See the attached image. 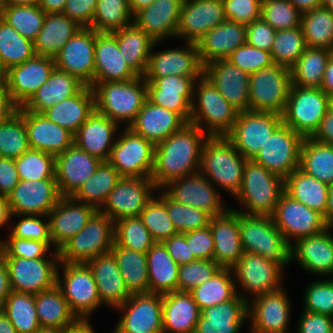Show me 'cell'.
I'll return each mask as SVG.
<instances>
[{
    "label": "cell",
    "instance_id": "f907efd6",
    "mask_svg": "<svg viewBox=\"0 0 333 333\" xmlns=\"http://www.w3.org/2000/svg\"><path fill=\"white\" fill-rule=\"evenodd\" d=\"M299 169L329 186L333 185V144L305 137L300 151Z\"/></svg>",
    "mask_w": 333,
    "mask_h": 333
},
{
    "label": "cell",
    "instance_id": "e575fe53",
    "mask_svg": "<svg viewBox=\"0 0 333 333\" xmlns=\"http://www.w3.org/2000/svg\"><path fill=\"white\" fill-rule=\"evenodd\" d=\"M187 124L177 113L151 103L148 99L129 126L154 145L162 142Z\"/></svg>",
    "mask_w": 333,
    "mask_h": 333
},
{
    "label": "cell",
    "instance_id": "277c9868",
    "mask_svg": "<svg viewBox=\"0 0 333 333\" xmlns=\"http://www.w3.org/2000/svg\"><path fill=\"white\" fill-rule=\"evenodd\" d=\"M246 161L225 136L208 137L202 148L199 171L236 196L242 185Z\"/></svg>",
    "mask_w": 333,
    "mask_h": 333
},
{
    "label": "cell",
    "instance_id": "484cf974",
    "mask_svg": "<svg viewBox=\"0 0 333 333\" xmlns=\"http://www.w3.org/2000/svg\"><path fill=\"white\" fill-rule=\"evenodd\" d=\"M17 112L23 117L30 149L57 156L74 143L73 134L49 120L43 113L30 112L22 106Z\"/></svg>",
    "mask_w": 333,
    "mask_h": 333
},
{
    "label": "cell",
    "instance_id": "ac0fdd59",
    "mask_svg": "<svg viewBox=\"0 0 333 333\" xmlns=\"http://www.w3.org/2000/svg\"><path fill=\"white\" fill-rule=\"evenodd\" d=\"M151 178L122 177L99 211L114 222L125 217H139L155 189Z\"/></svg>",
    "mask_w": 333,
    "mask_h": 333
},
{
    "label": "cell",
    "instance_id": "deb4b68c",
    "mask_svg": "<svg viewBox=\"0 0 333 333\" xmlns=\"http://www.w3.org/2000/svg\"><path fill=\"white\" fill-rule=\"evenodd\" d=\"M19 181L15 159L0 157V194L8 197Z\"/></svg>",
    "mask_w": 333,
    "mask_h": 333
},
{
    "label": "cell",
    "instance_id": "7dc6e473",
    "mask_svg": "<svg viewBox=\"0 0 333 333\" xmlns=\"http://www.w3.org/2000/svg\"><path fill=\"white\" fill-rule=\"evenodd\" d=\"M329 187L299 168L284 180V191L289 196L323 216L326 213Z\"/></svg>",
    "mask_w": 333,
    "mask_h": 333
},
{
    "label": "cell",
    "instance_id": "003e7915",
    "mask_svg": "<svg viewBox=\"0 0 333 333\" xmlns=\"http://www.w3.org/2000/svg\"><path fill=\"white\" fill-rule=\"evenodd\" d=\"M167 211L177 233L182 234L207 227L211 218L204 210L174 201L168 194Z\"/></svg>",
    "mask_w": 333,
    "mask_h": 333
},
{
    "label": "cell",
    "instance_id": "c3c4849f",
    "mask_svg": "<svg viewBox=\"0 0 333 333\" xmlns=\"http://www.w3.org/2000/svg\"><path fill=\"white\" fill-rule=\"evenodd\" d=\"M121 178L122 176L108 161H102L90 178L71 197L100 210Z\"/></svg>",
    "mask_w": 333,
    "mask_h": 333
},
{
    "label": "cell",
    "instance_id": "34e18365",
    "mask_svg": "<svg viewBox=\"0 0 333 333\" xmlns=\"http://www.w3.org/2000/svg\"><path fill=\"white\" fill-rule=\"evenodd\" d=\"M19 221L12 230L10 237H18L22 239H32L40 242H52L50 237L49 221L42 222L37 216L27 215Z\"/></svg>",
    "mask_w": 333,
    "mask_h": 333
},
{
    "label": "cell",
    "instance_id": "680465c9",
    "mask_svg": "<svg viewBox=\"0 0 333 333\" xmlns=\"http://www.w3.org/2000/svg\"><path fill=\"white\" fill-rule=\"evenodd\" d=\"M35 56L32 40L20 35L0 18V59L9 69Z\"/></svg>",
    "mask_w": 333,
    "mask_h": 333
},
{
    "label": "cell",
    "instance_id": "3957f363",
    "mask_svg": "<svg viewBox=\"0 0 333 333\" xmlns=\"http://www.w3.org/2000/svg\"><path fill=\"white\" fill-rule=\"evenodd\" d=\"M143 79L138 76L129 81L97 83L92 88L95 110L117 124L126 120L129 127L147 99V83Z\"/></svg>",
    "mask_w": 333,
    "mask_h": 333
},
{
    "label": "cell",
    "instance_id": "603a6c76",
    "mask_svg": "<svg viewBox=\"0 0 333 333\" xmlns=\"http://www.w3.org/2000/svg\"><path fill=\"white\" fill-rule=\"evenodd\" d=\"M55 68L54 58L39 55L9 68L7 87L12 101L18 107L23 106L49 79Z\"/></svg>",
    "mask_w": 333,
    "mask_h": 333
},
{
    "label": "cell",
    "instance_id": "8fae6325",
    "mask_svg": "<svg viewBox=\"0 0 333 333\" xmlns=\"http://www.w3.org/2000/svg\"><path fill=\"white\" fill-rule=\"evenodd\" d=\"M114 142L108 162L122 177L151 178L155 145L127 126Z\"/></svg>",
    "mask_w": 333,
    "mask_h": 333
},
{
    "label": "cell",
    "instance_id": "b62a3aed",
    "mask_svg": "<svg viewBox=\"0 0 333 333\" xmlns=\"http://www.w3.org/2000/svg\"><path fill=\"white\" fill-rule=\"evenodd\" d=\"M18 106L12 101L7 85H0V122L9 119Z\"/></svg>",
    "mask_w": 333,
    "mask_h": 333
},
{
    "label": "cell",
    "instance_id": "6f0895ef",
    "mask_svg": "<svg viewBox=\"0 0 333 333\" xmlns=\"http://www.w3.org/2000/svg\"><path fill=\"white\" fill-rule=\"evenodd\" d=\"M46 13L37 5L4 6L0 18L20 35L34 42L41 31Z\"/></svg>",
    "mask_w": 333,
    "mask_h": 333
},
{
    "label": "cell",
    "instance_id": "816d5d0a",
    "mask_svg": "<svg viewBox=\"0 0 333 333\" xmlns=\"http://www.w3.org/2000/svg\"><path fill=\"white\" fill-rule=\"evenodd\" d=\"M332 53L324 48L307 47L290 69L292 85L321 88L326 64Z\"/></svg>",
    "mask_w": 333,
    "mask_h": 333
},
{
    "label": "cell",
    "instance_id": "30bf717a",
    "mask_svg": "<svg viewBox=\"0 0 333 333\" xmlns=\"http://www.w3.org/2000/svg\"><path fill=\"white\" fill-rule=\"evenodd\" d=\"M282 123V116L276 113L242 111L225 137L244 158L252 160Z\"/></svg>",
    "mask_w": 333,
    "mask_h": 333
},
{
    "label": "cell",
    "instance_id": "5bb4252c",
    "mask_svg": "<svg viewBox=\"0 0 333 333\" xmlns=\"http://www.w3.org/2000/svg\"><path fill=\"white\" fill-rule=\"evenodd\" d=\"M55 252L53 260L3 257L9 272L11 290L35 295L54 287L57 274L56 262L60 263L58 251Z\"/></svg>",
    "mask_w": 333,
    "mask_h": 333
},
{
    "label": "cell",
    "instance_id": "753ad0ef",
    "mask_svg": "<svg viewBox=\"0 0 333 333\" xmlns=\"http://www.w3.org/2000/svg\"><path fill=\"white\" fill-rule=\"evenodd\" d=\"M226 20L245 25L261 18L262 0H222Z\"/></svg>",
    "mask_w": 333,
    "mask_h": 333
},
{
    "label": "cell",
    "instance_id": "8992f818",
    "mask_svg": "<svg viewBox=\"0 0 333 333\" xmlns=\"http://www.w3.org/2000/svg\"><path fill=\"white\" fill-rule=\"evenodd\" d=\"M114 243V221L98 210L86 226L58 250L59 262L87 263L110 252Z\"/></svg>",
    "mask_w": 333,
    "mask_h": 333
},
{
    "label": "cell",
    "instance_id": "d6986e66",
    "mask_svg": "<svg viewBox=\"0 0 333 333\" xmlns=\"http://www.w3.org/2000/svg\"><path fill=\"white\" fill-rule=\"evenodd\" d=\"M117 308L127 311L114 333H163L161 294H133Z\"/></svg>",
    "mask_w": 333,
    "mask_h": 333
},
{
    "label": "cell",
    "instance_id": "44dd1931",
    "mask_svg": "<svg viewBox=\"0 0 333 333\" xmlns=\"http://www.w3.org/2000/svg\"><path fill=\"white\" fill-rule=\"evenodd\" d=\"M203 75L239 112L249 110V74L227 59H218L203 66Z\"/></svg>",
    "mask_w": 333,
    "mask_h": 333
},
{
    "label": "cell",
    "instance_id": "11a10c76",
    "mask_svg": "<svg viewBox=\"0 0 333 333\" xmlns=\"http://www.w3.org/2000/svg\"><path fill=\"white\" fill-rule=\"evenodd\" d=\"M301 27L307 47L333 51V13L320 7L301 14Z\"/></svg>",
    "mask_w": 333,
    "mask_h": 333
},
{
    "label": "cell",
    "instance_id": "979ff035",
    "mask_svg": "<svg viewBox=\"0 0 333 333\" xmlns=\"http://www.w3.org/2000/svg\"><path fill=\"white\" fill-rule=\"evenodd\" d=\"M162 244L178 265L197 261L195 255L191 252V249L186 242L185 233L173 235L163 241Z\"/></svg>",
    "mask_w": 333,
    "mask_h": 333
},
{
    "label": "cell",
    "instance_id": "9a60e30c",
    "mask_svg": "<svg viewBox=\"0 0 333 333\" xmlns=\"http://www.w3.org/2000/svg\"><path fill=\"white\" fill-rule=\"evenodd\" d=\"M95 40L96 31L82 27L54 57L56 68L90 86L94 81Z\"/></svg>",
    "mask_w": 333,
    "mask_h": 333
},
{
    "label": "cell",
    "instance_id": "52a82bcc",
    "mask_svg": "<svg viewBox=\"0 0 333 333\" xmlns=\"http://www.w3.org/2000/svg\"><path fill=\"white\" fill-rule=\"evenodd\" d=\"M292 86L291 72L273 64L250 75L249 111L271 112L282 116Z\"/></svg>",
    "mask_w": 333,
    "mask_h": 333
},
{
    "label": "cell",
    "instance_id": "ee69618b",
    "mask_svg": "<svg viewBox=\"0 0 333 333\" xmlns=\"http://www.w3.org/2000/svg\"><path fill=\"white\" fill-rule=\"evenodd\" d=\"M35 305L41 329L64 331L79 321L56 285L35 294Z\"/></svg>",
    "mask_w": 333,
    "mask_h": 333
},
{
    "label": "cell",
    "instance_id": "ffe728a7",
    "mask_svg": "<svg viewBox=\"0 0 333 333\" xmlns=\"http://www.w3.org/2000/svg\"><path fill=\"white\" fill-rule=\"evenodd\" d=\"M144 79L147 83V99L151 103L177 113L186 123H190L194 82L198 77L169 75Z\"/></svg>",
    "mask_w": 333,
    "mask_h": 333
},
{
    "label": "cell",
    "instance_id": "67dfc351",
    "mask_svg": "<svg viewBox=\"0 0 333 333\" xmlns=\"http://www.w3.org/2000/svg\"><path fill=\"white\" fill-rule=\"evenodd\" d=\"M311 138L326 144H333V111L330 109Z\"/></svg>",
    "mask_w": 333,
    "mask_h": 333
},
{
    "label": "cell",
    "instance_id": "94428289",
    "mask_svg": "<svg viewBox=\"0 0 333 333\" xmlns=\"http://www.w3.org/2000/svg\"><path fill=\"white\" fill-rule=\"evenodd\" d=\"M307 44L302 27L276 31L271 48V57L275 64L291 69L304 53Z\"/></svg>",
    "mask_w": 333,
    "mask_h": 333
},
{
    "label": "cell",
    "instance_id": "f35d334b",
    "mask_svg": "<svg viewBox=\"0 0 333 333\" xmlns=\"http://www.w3.org/2000/svg\"><path fill=\"white\" fill-rule=\"evenodd\" d=\"M117 127L116 122L94 110L73 135L74 144L101 161H108Z\"/></svg>",
    "mask_w": 333,
    "mask_h": 333
},
{
    "label": "cell",
    "instance_id": "be15d7a7",
    "mask_svg": "<svg viewBox=\"0 0 333 333\" xmlns=\"http://www.w3.org/2000/svg\"><path fill=\"white\" fill-rule=\"evenodd\" d=\"M29 149L24 119L18 112L0 122V157L16 159Z\"/></svg>",
    "mask_w": 333,
    "mask_h": 333
},
{
    "label": "cell",
    "instance_id": "836d02e7",
    "mask_svg": "<svg viewBox=\"0 0 333 333\" xmlns=\"http://www.w3.org/2000/svg\"><path fill=\"white\" fill-rule=\"evenodd\" d=\"M246 43V25L225 20L209 30L197 43L202 65L226 59L239 46Z\"/></svg>",
    "mask_w": 333,
    "mask_h": 333
},
{
    "label": "cell",
    "instance_id": "603ad722",
    "mask_svg": "<svg viewBox=\"0 0 333 333\" xmlns=\"http://www.w3.org/2000/svg\"><path fill=\"white\" fill-rule=\"evenodd\" d=\"M11 291L8 268L4 258L0 255V310Z\"/></svg>",
    "mask_w": 333,
    "mask_h": 333
},
{
    "label": "cell",
    "instance_id": "bcb514c9",
    "mask_svg": "<svg viewBox=\"0 0 333 333\" xmlns=\"http://www.w3.org/2000/svg\"><path fill=\"white\" fill-rule=\"evenodd\" d=\"M150 293L177 291L179 265L162 243H155L146 253Z\"/></svg>",
    "mask_w": 333,
    "mask_h": 333
},
{
    "label": "cell",
    "instance_id": "f5cc1de1",
    "mask_svg": "<svg viewBox=\"0 0 333 333\" xmlns=\"http://www.w3.org/2000/svg\"><path fill=\"white\" fill-rule=\"evenodd\" d=\"M1 310L11 321L16 333H38L42 330L33 294L11 291Z\"/></svg>",
    "mask_w": 333,
    "mask_h": 333
},
{
    "label": "cell",
    "instance_id": "f6af8a7d",
    "mask_svg": "<svg viewBox=\"0 0 333 333\" xmlns=\"http://www.w3.org/2000/svg\"><path fill=\"white\" fill-rule=\"evenodd\" d=\"M128 66L138 75L144 76L150 52L157 43L134 23L112 33Z\"/></svg>",
    "mask_w": 333,
    "mask_h": 333
},
{
    "label": "cell",
    "instance_id": "7bdbcfd3",
    "mask_svg": "<svg viewBox=\"0 0 333 333\" xmlns=\"http://www.w3.org/2000/svg\"><path fill=\"white\" fill-rule=\"evenodd\" d=\"M81 28L63 13H46L43 27L33 42L35 55L54 58Z\"/></svg>",
    "mask_w": 333,
    "mask_h": 333
},
{
    "label": "cell",
    "instance_id": "ba28073f",
    "mask_svg": "<svg viewBox=\"0 0 333 333\" xmlns=\"http://www.w3.org/2000/svg\"><path fill=\"white\" fill-rule=\"evenodd\" d=\"M328 110L329 96L321 88L292 85L282 119L304 138L311 137Z\"/></svg>",
    "mask_w": 333,
    "mask_h": 333
},
{
    "label": "cell",
    "instance_id": "09005b40",
    "mask_svg": "<svg viewBox=\"0 0 333 333\" xmlns=\"http://www.w3.org/2000/svg\"><path fill=\"white\" fill-rule=\"evenodd\" d=\"M298 333H333V318L319 313L303 312Z\"/></svg>",
    "mask_w": 333,
    "mask_h": 333
},
{
    "label": "cell",
    "instance_id": "d4e9b609",
    "mask_svg": "<svg viewBox=\"0 0 333 333\" xmlns=\"http://www.w3.org/2000/svg\"><path fill=\"white\" fill-rule=\"evenodd\" d=\"M226 20L222 0H184L176 36L186 42L198 41L211 29Z\"/></svg>",
    "mask_w": 333,
    "mask_h": 333
},
{
    "label": "cell",
    "instance_id": "f546056e",
    "mask_svg": "<svg viewBox=\"0 0 333 333\" xmlns=\"http://www.w3.org/2000/svg\"><path fill=\"white\" fill-rule=\"evenodd\" d=\"M282 290L255 296L253 307L248 305L252 333H288L286 330L290 305L286 293Z\"/></svg>",
    "mask_w": 333,
    "mask_h": 333
},
{
    "label": "cell",
    "instance_id": "60d3db41",
    "mask_svg": "<svg viewBox=\"0 0 333 333\" xmlns=\"http://www.w3.org/2000/svg\"><path fill=\"white\" fill-rule=\"evenodd\" d=\"M94 110V91L91 86L85 85L77 94L56 103L43 114L74 135Z\"/></svg>",
    "mask_w": 333,
    "mask_h": 333
},
{
    "label": "cell",
    "instance_id": "f1b7e54d",
    "mask_svg": "<svg viewBox=\"0 0 333 333\" xmlns=\"http://www.w3.org/2000/svg\"><path fill=\"white\" fill-rule=\"evenodd\" d=\"M209 226L214 238L213 260L221 268H232L244 254L239 211L226 209L224 213L211 217Z\"/></svg>",
    "mask_w": 333,
    "mask_h": 333
},
{
    "label": "cell",
    "instance_id": "91938a15",
    "mask_svg": "<svg viewBox=\"0 0 333 333\" xmlns=\"http://www.w3.org/2000/svg\"><path fill=\"white\" fill-rule=\"evenodd\" d=\"M156 243H162L178 234L167 211V193L151 198L139 215Z\"/></svg>",
    "mask_w": 333,
    "mask_h": 333
},
{
    "label": "cell",
    "instance_id": "2a66077c",
    "mask_svg": "<svg viewBox=\"0 0 333 333\" xmlns=\"http://www.w3.org/2000/svg\"><path fill=\"white\" fill-rule=\"evenodd\" d=\"M276 31L262 18L246 25V43L255 48L270 52Z\"/></svg>",
    "mask_w": 333,
    "mask_h": 333
},
{
    "label": "cell",
    "instance_id": "a7ac6f4b",
    "mask_svg": "<svg viewBox=\"0 0 333 333\" xmlns=\"http://www.w3.org/2000/svg\"><path fill=\"white\" fill-rule=\"evenodd\" d=\"M221 267L214 260H197L179 265L178 292H189L212 278Z\"/></svg>",
    "mask_w": 333,
    "mask_h": 333
},
{
    "label": "cell",
    "instance_id": "4dcf8cb0",
    "mask_svg": "<svg viewBox=\"0 0 333 333\" xmlns=\"http://www.w3.org/2000/svg\"><path fill=\"white\" fill-rule=\"evenodd\" d=\"M94 66L92 88L97 83L129 81L138 77L123 58L112 33L96 32Z\"/></svg>",
    "mask_w": 333,
    "mask_h": 333
},
{
    "label": "cell",
    "instance_id": "5b68a950",
    "mask_svg": "<svg viewBox=\"0 0 333 333\" xmlns=\"http://www.w3.org/2000/svg\"><path fill=\"white\" fill-rule=\"evenodd\" d=\"M283 192V178L253 160L245 162L242 185L235 196L250 210L244 214L272 216Z\"/></svg>",
    "mask_w": 333,
    "mask_h": 333
},
{
    "label": "cell",
    "instance_id": "ab89813d",
    "mask_svg": "<svg viewBox=\"0 0 333 333\" xmlns=\"http://www.w3.org/2000/svg\"><path fill=\"white\" fill-rule=\"evenodd\" d=\"M163 333H194L201 310L189 292L162 295Z\"/></svg>",
    "mask_w": 333,
    "mask_h": 333
},
{
    "label": "cell",
    "instance_id": "9f6ffc18",
    "mask_svg": "<svg viewBox=\"0 0 333 333\" xmlns=\"http://www.w3.org/2000/svg\"><path fill=\"white\" fill-rule=\"evenodd\" d=\"M131 17L128 0H98L89 27L96 32L113 33L131 25Z\"/></svg>",
    "mask_w": 333,
    "mask_h": 333
},
{
    "label": "cell",
    "instance_id": "b9f144b4",
    "mask_svg": "<svg viewBox=\"0 0 333 333\" xmlns=\"http://www.w3.org/2000/svg\"><path fill=\"white\" fill-rule=\"evenodd\" d=\"M84 86L77 77L55 68L49 79L22 107L30 112L43 113L56 103L77 94Z\"/></svg>",
    "mask_w": 333,
    "mask_h": 333
},
{
    "label": "cell",
    "instance_id": "2644e50d",
    "mask_svg": "<svg viewBox=\"0 0 333 333\" xmlns=\"http://www.w3.org/2000/svg\"><path fill=\"white\" fill-rule=\"evenodd\" d=\"M305 311L333 318V280L314 282L305 293Z\"/></svg>",
    "mask_w": 333,
    "mask_h": 333
},
{
    "label": "cell",
    "instance_id": "4fadbf2b",
    "mask_svg": "<svg viewBox=\"0 0 333 333\" xmlns=\"http://www.w3.org/2000/svg\"><path fill=\"white\" fill-rule=\"evenodd\" d=\"M60 263L64 265V281L60 280L57 271L56 286L77 318L87 320V316L101 304L92 271L86 263Z\"/></svg>",
    "mask_w": 333,
    "mask_h": 333
},
{
    "label": "cell",
    "instance_id": "b9fcfbb0",
    "mask_svg": "<svg viewBox=\"0 0 333 333\" xmlns=\"http://www.w3.org/2000/svg\"><path fill=\"white\" fill-rule=\"evenodd\" d=\"M98 0H67L63 14L76 21L82 27L92 24Z\"/></svg>",
    "mask_w": 333,
    "mask_h": 333
},
{
    "label": "cell",
    "instance_id": "89a4df30",
    "mask_svg": "<svg viewBox=\"0 0 333 333\" xmlns=\"http://www.w3.org/2000/svg\"><path fill=\"white\" fill-rule=\"evenodd\" d=\"M226 59L249 75L274 64L270 52L248 43L239 46Z\"/></svg>",
    "mask_w": 333,
    "mask_h": 333
},
{
    "label": "cell",
    "instance_id": "74e56055",
    "mask_svg": "<svg viewBox=\"0 0 333 333\" xmlns=\"http://www.w3.org/2000/svg\"><path fill=\"white\" fill-rule=\"evenodd\" d=\"M330 227L319 234L302 237L291 246V259L296 258L300 265L316 274H333V236Z\"/></svg>",
    "mask_w": 333,
    "mask_h": 333
},
{
    "label": "cell",
    "instance_id": "7a4b0ae2",
    "mask_svg": "<svg viewBox=\"0 0 333 333\" xmlns=\"http://www.w3.org/2000/svg\"><path fill=\"white\" fill-rule=\"evenodd\" d=\"M239 228L244 252L258 254L280 270L292 260V245L275 226L272 216L239 212Z\"/></svg>",
    "mask_w": 333,
    "mask_h": 333
},
{
    "label": "cell",
    "instance_id": "cb8c5ba5",
    "mask_svg": "<svg viewBox=\"0 0 333 333\" xmlns=\"http://www.w3.org/2000/svg\"><path fill=\"white\" fill-rule=\"evenodd\" d=\"M201 171L169 182L166 193L174 200L187 206L204 210L211 217L226 210L211 181Z\"/></svg>",
    "mask_w": 333,
    "mask_h": 333
},
{
    "label": "cell",
    "instance_id": "9c48e42d",
    "mask_svg": "<svg viewBox=\"0 0 333 333\" xmlns=\"http://www.w3.org/2000/svg\"><path fill=\"white\" fill-rule=\"evenodd\" d=\"M198 87V108L192 102L190 123L201 130V121L207 122L209 137L226 136L233 128L239 111L234 108L204 76L200 78Z\"/></svg>",
    "mask_w": 333,
    "mask_h": 333
},
{
    "label": "cell",
    "instance_id": "d590c367",
    "mask_svg": "<svg viewBox=\"0 0 333 333\" xmlns=\"http://www.w3.org/2000/svg\"><path fill=\"white\" fill-rule=\"evenodd\" d=\"M248 316V301L239 294L229 301L201 310L194 333H238Z\"/></svg>",
    "mask_w": 333,
    "mask_h": 333
},
{
    "label": "cell",
    "instance_id": "03108f58",
    "mask_svg": "<svg viewBox=\"0 0 333 333\" xmlns=\"http://www.w3.org/2000/svg\"><path fill=\"white\" fill-rule=\"evenodd\" d=\"M301 14L289 0H262L261 18L275 31L301 26Z\"/></svg>",
    "mask_w": 333,
    "mask_h": 333
},
{
    "label": "cell",
    "instance_id": "8d00e7d4",
    "mask_svg": "<svg viewBox=\"0 0 333 333\" xmlns=\"http://www.w3.org/2000/svg\"><path fill=\"white\" fill-rule=\"evenodd\" d=\"M86 264L92 271L101 304L119 307L131 296L111 251L98 255Z\"/></svg>",
    "mask_w": 333,
    "mask_h": 333
},
{
    "label": "cell",
    "instance_id": "5803f987",
    "mask_svg": "<svg viewBox=\"0 0 333 333\" xmlns=\"http://www.w3.org/2000/svg\"><path fill=\"white\" fill-rule=\"evenodd\" d=\"M321 89L328 95H333V53L329 57L323 75Z\"/></svg>",
    "mask_w": 333,
    "mask_h": 333
},
{
    "label": "cell",
    "instance_id": "2e32d148",
    "mask_svg": "<svg viewBox=\"0 0 333 333\" xmlns=\"http://www.w3.org/2000/svg\"><path fill=\"white\" fill-rule=\"evenodd\" d=\"M272 218L289 243V237H296L298 240L319 234L328 228L323 215L296 201L285 191L280 196Z\"/></svg>",
    "mask_w": 333,
    "mask_h": 333
},
{
    "label": "cell",
    "instance_id": "d6a6232c",
    "mask_svg": "<svg viewBox=\"0 0 333 333\" xmlns=\"http://www.w3.org/2000/svg\"><path fill=\"white\" fill-rule=\"evenodd\" d=\"M183 3L184 0H154L137 12L132 22L156 42L167 36L175 37Z\"/></svg>",
    "mask_w": 333,
    "mask_h": 333
},
{
    "label": "cell",
    "instance_id": "e0dca14e",
    "mask_svg": "<svg viewBox=\"0 0 333 333\" xmlns=\"http://www.w3.org/2000/svg\"><path fill=\"white\" fill-rule=\"evenodd\" d=\"M56 179L20 180L8 196L12 215L48 216L61 199Z\"/></svg>",
    "mask_w": 333,
    "mask_h": 333
},
{
    "label": "cell",
    "instance_id": "7402d4cb",
    "mask_svg": "<svg viewBox=\"0 0 333 333\" xmlns=\"http://www.w3.org/2000/svg\"><path fill=\"white\" fill-rule=\"evenodd\" d=\"M102 161L74 143L55 157V177L62 197H71Z\"/></svg>",
    "mask_w": 333,
    "mask_h": 333
},
{
    "label": "cell",
    "instance_id": "6da1fadb",
    "mask_svg": "<svg viewBox=\"0 0 333 333\" xmlns=\"http://www.w3.org/2000/svg\"><path fill=\"white\" fill-rule=\"evenodd\" d=\"M204 133L196 125L187 123L155 145L151 179L156 188L165 187L175 179L199 172L197 169L200 168L202 148L209 137Z\"/></svg>",
    "mask_w": 333,
    "mask_h": 333
},
{
    "label": "cell",
    "instance_id": "7c38bea8",
    "mask_svg": "<svg viewBox=\"0 0 333 333\" xmlns=\"http://www.w3.org/2000/svg\"><path fill=\"white\" fill-rule=\"evenodd\" d=\"M304 137L282 123L252 159L284 180L300 164V151Z\"/></svg>",
    "mask_w": 333,
    "mask_h": 333
},
{
    "label": "cell",
    "instance_id": "db71d44e",
    "mask_svg": "<svg viewBox=\"0 0 333 333\" xmlns=\"http://www.w3.org/2000/svg\"><path fill=\"white\" fill-rule=\"evenodd\" d=\"M230 271L231 268H221L212 278L189 291L200 310L229 301L238 294Z\"/></svg>",
    "mask_w": 333,
    "mask_h": 333
},
{
    "label": "cell",
    "instance_id": "1f68e13d",
    "mask_svg": "<svg viewBox=\"0 0 333 333\" xmlns=\"http://www.w3.org/2000/svg\"><path fill=\"white\" fill-rule=\"evenodd\" d=\"M231 269L241 287L255 296L281 289L279 283L282 277L281 270L258 254L244 252Z\"/></svg>",
    "mask_w": 333,
    "mask_h": 333
},
{
    "label": "cell",
    "instance_id": "681fc988",
    "mask_svg": "<svg viewBox=\"0 0 333 333\" xmlns=\"http://www.w3.org/2000/svg\"><path fill=\"white\" fill-rule=\"evenodd\" d=\"M111 252L128 292L131 295L150 293L146 253L129 250L116 243Z\"/></svg>",
    "mask_w": 333,
    "mask_h": 333
},
{
    "label": "cell",
    "instance_id": "4316f807",
    "mask_svg": "<svg viewBox=\"0 0 333 333\" xmlns=\"http://www.w3.org/2000/svg\"><path fill=\"white\" fill-rule=\"evenodd\" d=\"M78 202V203H77ZM98 210L88 204L74 200L72 197H61L50 211V237L58 251L74 235L80 232Z\"/></svg>",
    "mask_w": 333,
    "mask_h": 333
},
{
    "label": "cell",
    "instance_id": "6125c7cd",
    "mask_svg": "<svg viewBox=\"0 0 333 333\" xmlns=\"http://www.w3.org/2000/svg\"><path fill=\"white\" fill-rule=\"evenodd\" d=\"M114 224L115 243L120 247L147 253L156 243L139 217H125Z\"/></svg>",
    "mask_w": 333,
    "mask_h": 333
},
{
    "label": "cell",
    "instance_id": "e7e4bbea",
    "mask_svg": "<svg viewBox=\"0 0 333 333\" xmlns=\"http://www.w3.org/2000/svg\"><path fill=\"white\" fill-rule=\"evenodd\" d=\"M20 180L56 179L55 156L29 149L15 159Z\"/></svg>",
    "mask_w": 333,
    "mask_h": 333
},
{
    "label": "cell",
    "instance_id": "83f0119b",
    "mask_svg": "<svg viewBox=\"0 0 333 333\" xmlns=\"http://www.w3.org/2000/svg\"><path fill=\"white\" fill-rule=\"evenodd\" d=\"M201 77L203 65L197 43L187 42V49H173L150 54L144 78L166 76Z\"/></svg>",
    "mask_w": 333,
    "mask_h": 333
},
{
    "label": "cell",
    "instance_id": "8c879c8a",
    "mask_svg": "<svg viewBox=\"0 0 333 333\" xmlns=\"http://www.w3.org/2000/svg\"><path fill=\"white\" fill-rule=\"evenodd\" d=\"M51 243L10 237L8 242H0V255L28 259L45 258L43 256L48 252Z\"/></svg>",
    "mask_w": 333,
    "mask_h": 333
},
{
    "label": "cell",
    "instance_id": "11e5206c",
    "mask_svg": "<svg viewBox=\"0 0 333 333\" xmlns=\"http://www.w3.org/2000/svg\"><path fill=\"white\" fill-rule=\"evenodd\" d=\"M186 242L197 260H213L214 238L210 226L185 233Z\"/></svg>",
    "mask_w": 333,
    "mask_h": 333
}]
</instances>
